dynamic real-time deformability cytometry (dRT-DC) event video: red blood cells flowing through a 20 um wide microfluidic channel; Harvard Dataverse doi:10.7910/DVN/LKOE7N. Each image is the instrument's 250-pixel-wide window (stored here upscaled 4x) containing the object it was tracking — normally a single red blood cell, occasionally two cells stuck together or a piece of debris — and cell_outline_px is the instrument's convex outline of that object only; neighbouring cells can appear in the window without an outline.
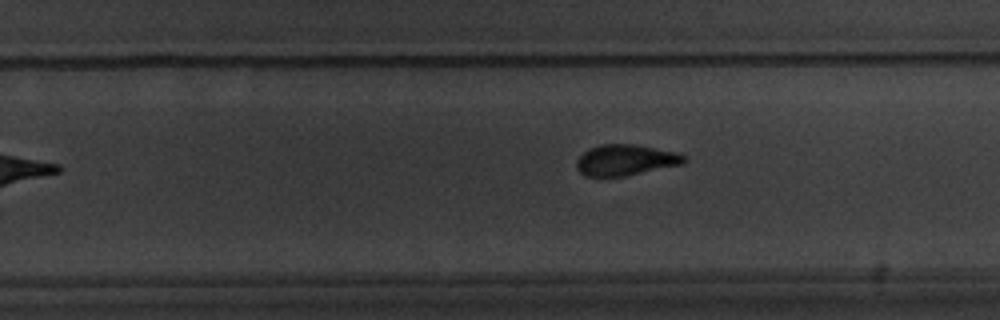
{"species": "common noctule bat (a hibernating species)", "species_latin": "Nyctalus noctula", "temperature_condition": "warm", "stored_images_in_passage": 13, "camera_frame_rate_fps": 3000, "um_per_image_px": 0.085, "animal": {"sex": "male", "body_mass_g": 20.1, "forearm_length_mm": 53.5}, "frame": {"image": 1, "passage_image": 13, "time_ms": 14.0, "image_size_px": [1000, 320], "cell_outline_px": [[688, 160], [684, 164], [624, 176], [584, 176], [576, 168], [576, 160], [588, 148], [600, 144], [636, 144], [676, 152], [684, 156]], "centroid_in_image_um": [53.17, 13.6], "position_along_channel_um": 276.6, "area_um2": 19.48}}